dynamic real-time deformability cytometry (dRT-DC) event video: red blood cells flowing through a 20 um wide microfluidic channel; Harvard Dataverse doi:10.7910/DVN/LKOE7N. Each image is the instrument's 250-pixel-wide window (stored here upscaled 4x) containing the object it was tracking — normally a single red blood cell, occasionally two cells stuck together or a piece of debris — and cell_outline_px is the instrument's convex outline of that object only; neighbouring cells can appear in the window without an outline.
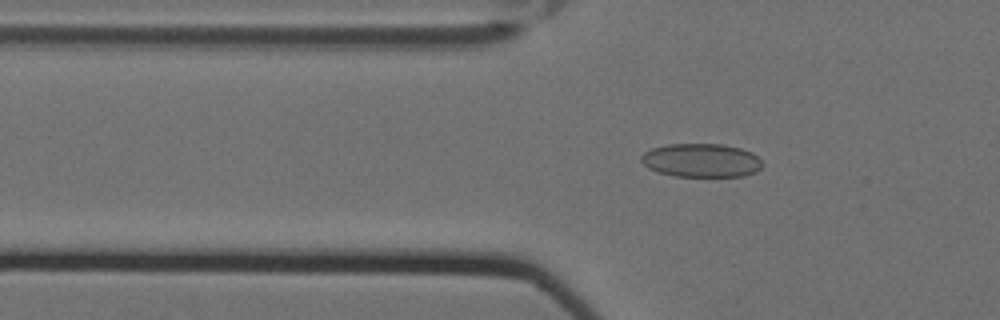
{"species": "Egyptian fruit bat (a non-hibernating species)", "species_latin": "Rousettus aegyptiacus", "temperature_condition": "cold", "stored_images_in_passage": 47, "camera_frame_rate_fps": 3000, "um_per_image_px": 0.085, "animal": {"sex": "female"}, "frame": {"image": 1, "passage_image": 20, "time_ms": 6.333, "image_size_px": [1000, 320], "cell_outline_px": [[764, 164], [756, 172], [744, 176], [676, 176], [660, 172], [648, 168], [640, 160], [640, 156], [644, 152], [652, 148], [668, 144], [720, 144], [740, 148], [752, 152]], "centroid_in_image_um": [59.61, 13.63], "position_along_channel_um": 66.2, "area_um2": 23.7}}
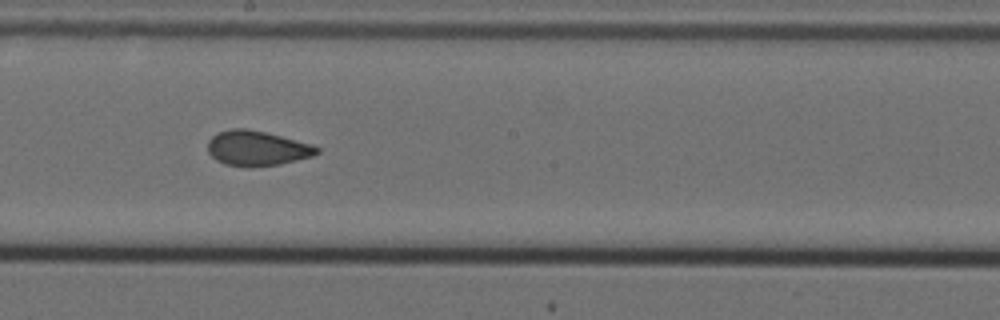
{"frame": {"image": 2, "passage_image": 34, "time_ms": 11.0, "image_size_px": [1000, 320], "cell_outline_px": [[320, 152], [312, 156], [280, 164], [248, 168], [224, 164], [216, 160], [208, 152], [208, 140], [216, 132], [232, 128], [248, 128], [312, 144], [320, 148]], "centroid_in_image_um": [21.82, 12.61], "position_along_channel_um": 226.4, "area_um2": 22.43}}
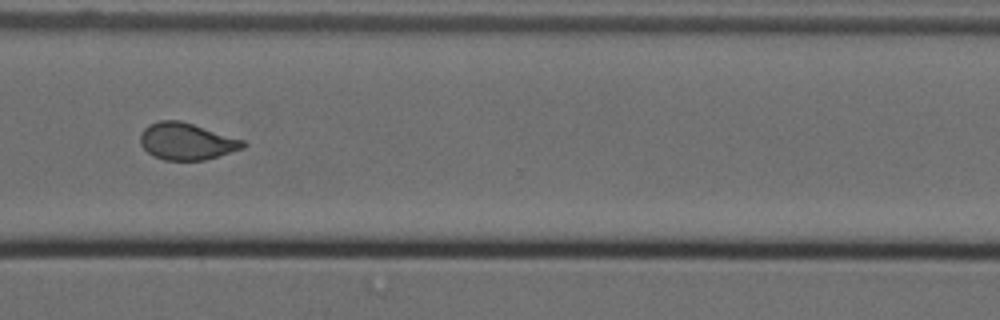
{"frame": {"image": 3, "passage_image": 45, "time_ms": 14.667, "image_size_px": [1000, 320], "cell_outline_px": [[248, 144], [244, 148], [204, 160], [164, 160], [152, 156], [140, 144], [140, 132], [148, 124], [160, 120], [180, 120], [244, 140]], "centroid_in_image_um": [15.84, 12.01], "position_along_channel_um": 354.8, "area_um2": 22.14}, "authors_computed_cell_mechanics": {"area_um2": 22.9466, "velocity_mm_per_s": 3.5114, "shape_relaxation_time_tau1_ms": null, "shape_relaxation_time_tau2_ms": 1.2282, "deformation_change_tau1": null, "deformation_change_tau2": 0.0759}}